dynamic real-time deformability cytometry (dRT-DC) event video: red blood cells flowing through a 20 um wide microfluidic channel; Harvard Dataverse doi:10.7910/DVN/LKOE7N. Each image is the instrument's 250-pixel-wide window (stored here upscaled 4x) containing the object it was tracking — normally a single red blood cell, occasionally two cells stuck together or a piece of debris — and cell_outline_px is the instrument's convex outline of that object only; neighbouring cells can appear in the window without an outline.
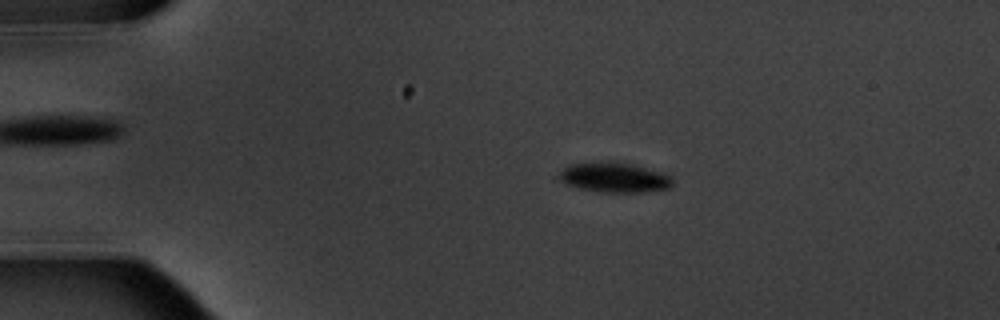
{"species": "common noctule bat (a hibernating species)", "species_latin": "Nyctalus noctula", "temperature_condition": "warm", "stored_images_in_passage": 5, "camera_frame_rate_fps": 3000, "um_per_image_px": 0.085, "animal": {"sex": "male", "body_mass_g": 20.1, "forearm_length_mm": 53.5}, "frame": {"image": 1, "passage_image": 2, "time_ms": 1.333, "image_size_px": [1000, 320], "cell_outline_px": [[672, 184], [668, 188], [644, 192], [600, 192], [580, 188], [568, 184], [560, 180], [560, 172], [568, 164], [612, 160], [632, 164], [664, 172], [672, 176]], "centroid_in_image_um": [52.24, 15.06], "position_along_channel_um": 32.8, "area_um2": 19.94}}
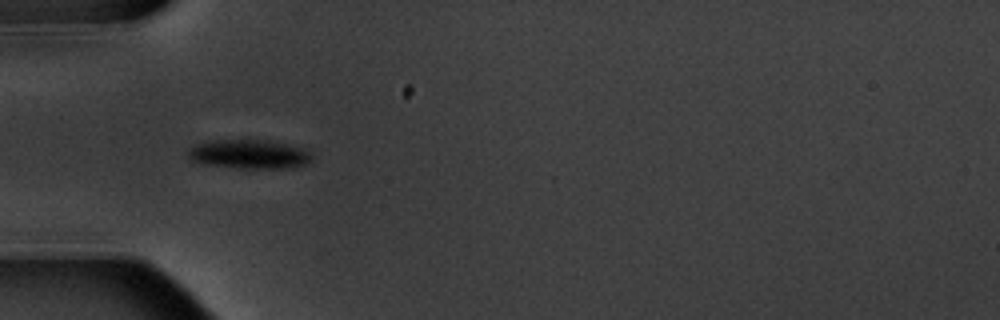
{"frame": {"image": 2, "passage_image": 4, "time_ms": 3.667, "image_size_px": [1000, 320], "cell_outline_px": [[312, 160], [296, 168], [236, 168], [200, 164], [188, 160], [188, 148], [196, 144], [208, 140], [264, 140], [304, 148], [312, 152]], "centroid_in_image_um": [21.14, 13.12], "position_along_channel_um": 63.9, "area_um2": 21.33}}